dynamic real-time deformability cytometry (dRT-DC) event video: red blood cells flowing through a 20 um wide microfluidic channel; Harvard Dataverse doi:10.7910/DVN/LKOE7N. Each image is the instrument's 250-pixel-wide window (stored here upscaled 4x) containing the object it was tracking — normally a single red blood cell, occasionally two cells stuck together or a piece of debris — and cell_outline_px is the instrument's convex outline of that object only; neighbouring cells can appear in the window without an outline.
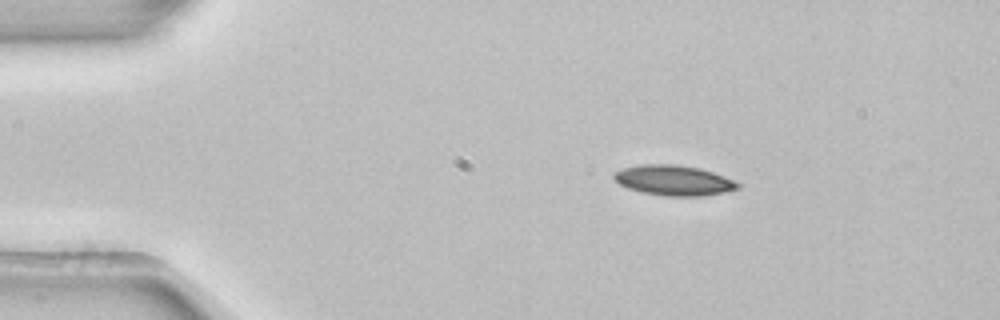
{"species": "common noctule bat (a hibernating species)", "species_latin": "Nyctalus noctula", "temperature_condition": "room temperature", "stored_images_in_passage": 3, "camera_frame_rate_fps": 3000, "um_per_image_px": 0.085, "animal": {"sex": "female", "body_mass_g": 22.7, "forearm_length_mm": 54.2}, "frame": {"image": 1, "passage_image": 1, "time_ms": 0.0, "image_size_px": [1000, 320], "cell_outline_px": [[740, 188], [724, 192], [700, 196], [668, 196], [640, 192], [628, 188], [620, 184], [612, 176], [616, 172], [624, 168], [640, 164], [676, 164], [700, 168], [736, 180], [740, 184]], "centroid_in_image_um": [57.29, 15.33], "position_along_channel_um": 27.7, "area_um2": 21.79}}
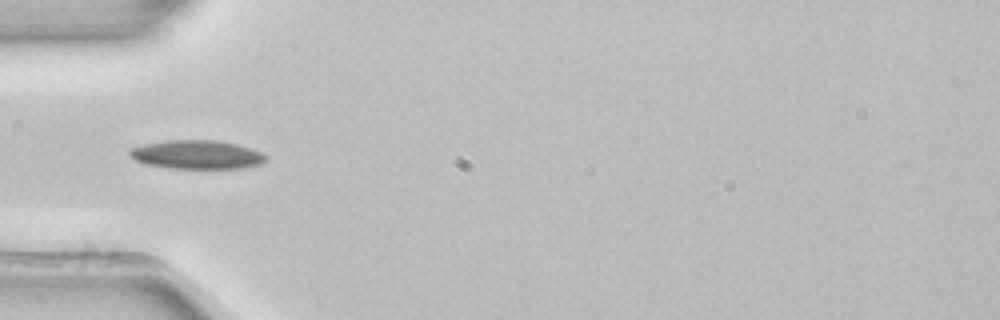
{"frame": {"image": 2, "passage_image": 3, "time_ms": 0.667, "image_size_px": [1000, 320], "cell_outline_px": [[268, 160], [260, 164], [244, 168], [168, 168], [144, 164], [128, 156], [128, 152], [132, 148], [144, 144], [164, 140], [216, 140], [236, 144], [252, 148], [268, 156]], "centroid_in_image_um": [16.74, 13.14], "position_along_channel_um": 68.3, "area_um2": 23.0}}